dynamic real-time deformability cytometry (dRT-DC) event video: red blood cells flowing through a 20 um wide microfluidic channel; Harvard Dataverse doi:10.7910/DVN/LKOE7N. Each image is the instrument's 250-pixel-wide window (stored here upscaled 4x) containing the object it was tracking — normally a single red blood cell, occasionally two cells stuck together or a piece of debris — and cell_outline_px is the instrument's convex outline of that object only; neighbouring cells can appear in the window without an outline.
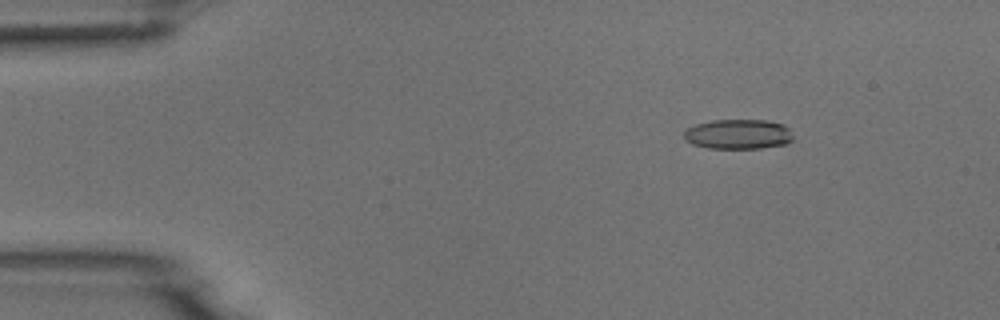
{"species": "common noctule bat (a hibernating species)", "species_latin": "Nyctalus noctula", "temperature_condition": "room temperature", "stored_images_in_passage": 54, "camera_frame_rate_fps": 3000, "um_per_image_px": 0.085, "animal": {"sex": "male", "body_mass_g": 18.8}, "frame": {"image": 1, "passage_image": 8, "time_ms": 2.333, "image_size_px": [1000, 320], "cell_outline_px": [[792, 140], [788, 144], [760, 148], [708, 148], [692, 144], [684, 140], [684, 132], [688, 128], [696, 124], [712, 120], [768, 120], [784, 124], [788, 128], [792, 136]], "centroid_in_image_um": [62.75, 11.4], "position_along_channel_um": 22.2, "area_um2": 19.07}}
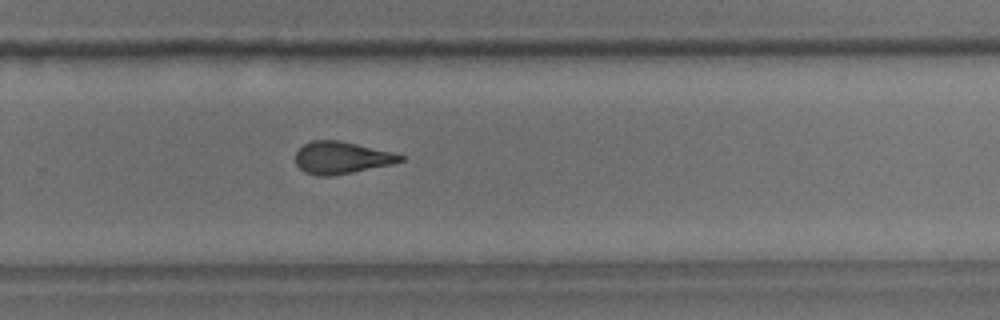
{"frame": {"image": 2, "passage_image": 36, "time_ms": 11.667, "image_size_px": [1000, 320], "cell_outline_px": [[404, 160], [392, 164], [332, 176], [316, 176], [304, 172], [296, 164], [296, 152], [304, 144], [312, 140], [340, 140], [392, 152], [404, 156]], "centroid_in_image_um": [29.01, 13.4], "position_along_channel_um": 300.8, "area_um2": 19.59}}
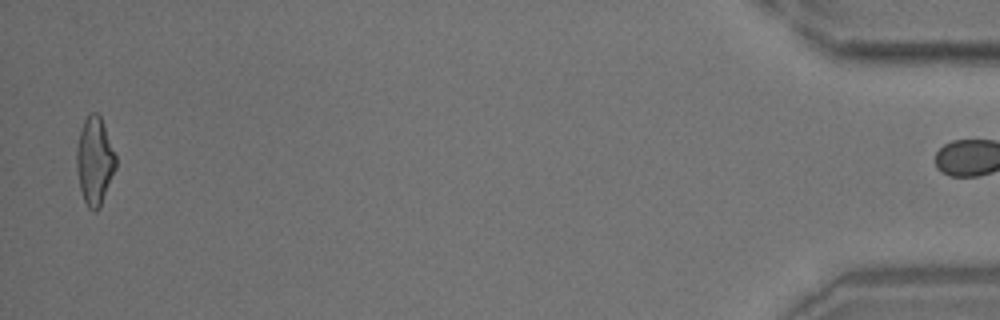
{"frame": {"image": 3, "passage_image": 53, "time_ms": 17.333, "image_size_px": [1000, 320], "cell_outline_px": [[116, 168], [100, 208], [96, 212], [92, 212], [88, 208], [80, 192], [76, 164], [76, 148], [80, 132], [84, 120], [92, 112], [96, 112], [100, 116], [116, 156]], "centroid_in_image_um": [8.04, 13.74], "position_along_channel_um": 427.2, "area_um2": 20.06}}